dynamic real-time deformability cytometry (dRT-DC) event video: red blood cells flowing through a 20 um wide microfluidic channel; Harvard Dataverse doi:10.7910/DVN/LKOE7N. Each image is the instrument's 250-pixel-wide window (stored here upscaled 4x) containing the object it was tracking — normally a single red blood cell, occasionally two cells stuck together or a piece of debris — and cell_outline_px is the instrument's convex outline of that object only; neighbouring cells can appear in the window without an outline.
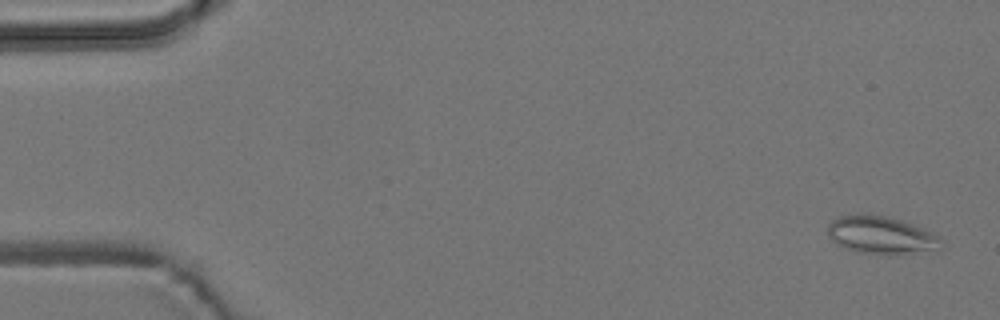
{"species": "common noctule bat (a hibernating species)", "species_latin": "Nyctalus noctula", "temperature_condition": "room temperature", "stored_images_in_passage": 55, "camera_frame_rate_fps": 3000, "um_per_image_px": 0.085, "animal": {"sex": "male", "body_mass_g": 19.2, "forearm_length_mm": 51.8}, "frame": {"image": 1, "passage_image": 2, "time_ms": 0.333, "image_size_px": [1000, 320], "cell_outline_px": [[944, 244], [928, 248], [888, 256], [856, 252], [836, 244], [828, 236], [828, 224], [832, 220], [840, 216], [860, 212], [884, 216], [900, 220], [912, 224], [940, 236], [944, 240]], "centroid_in_image_um": [74.79, 19.96], "position_along_channel_um": 10.2, "area_um2": 24.8}}
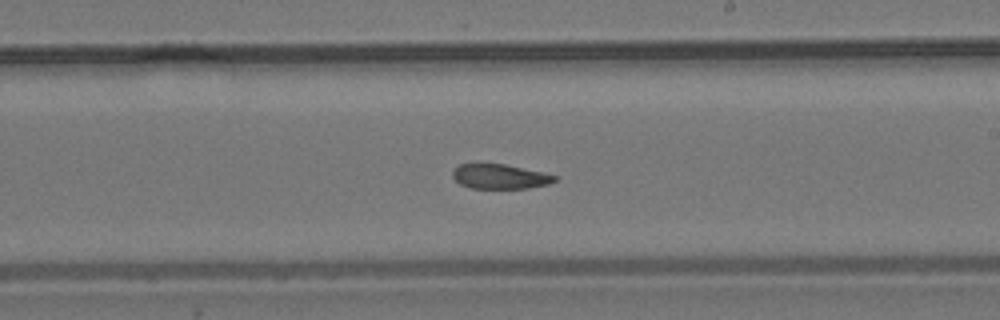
{"frame": {"image": 2, "passage_image": 32, "time_ms": 10.333, "image_size_px": [1000, 320], "cell_outline_px": [[556, 180], [548, 184], [528, 188], [472, 188], [460, 184], [452, 176], [452, 168], [460, 164], [480, 160], [504, 164], [544, 172], [556, 176]], "centroid_in_image_um": [42.41, 14.95], "position_along_channel_um": 246.6, "area_um2": 15.26}}
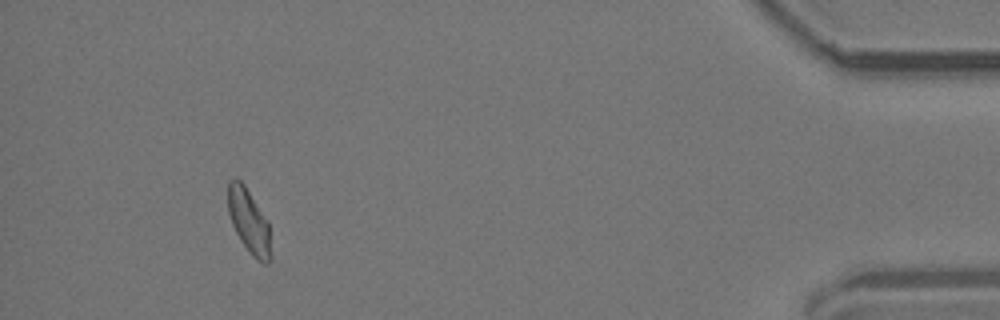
{"frame": {"image": 3, "passage_image": 51, "time_ms": 16.667, "image_size_px": [1000, 320], "cell_outline_px": [[272, 260], [268, 264], [264, 264], [256, 260], [252, 256], [240, 240], [232, 224], [228, 212], [228, 180], [240, 180], [244, 184], [268, 220], [272, 256]], "centroid_in_image_um": [21.19, 18.86], "position_along_channel_um": 414.0, "area_um2": 16.24}, "authors_computed_cell_mechanics": {"area_um2": 16.5886, "velocity_mm_per_s": 3.7212, "shape_relaxation_time_tau1_ms": null, "shape_relaxation_time_tau2_ms": 3.2654, "deformation_change_tau1": null, "deformation_change_tau2": 0.0966}}